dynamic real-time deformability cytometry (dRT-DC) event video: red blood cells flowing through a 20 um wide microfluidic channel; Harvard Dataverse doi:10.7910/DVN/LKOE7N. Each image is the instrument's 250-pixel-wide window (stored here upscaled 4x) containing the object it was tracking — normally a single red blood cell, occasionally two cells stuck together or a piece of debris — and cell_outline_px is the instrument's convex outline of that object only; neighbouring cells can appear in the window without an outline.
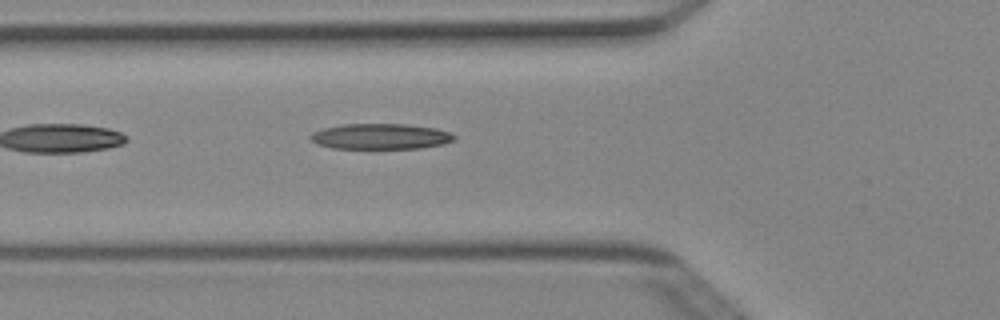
{"species": "Egyptian fruit bat (a non-hibernating species)", "species_latin": "Rousettus aegyptiacus", "temperature_condition": "cold", "stored_images_in_passage": 5, "camera_frame_rate_fps": 3000, "um_per_image_px": 0.085, "animal": {"sex": "female"}, "frame": {"image": 1, "passage_image": 5, "time_ms": 1.333, "image_size_px": [1000, 320], "cell_outline_px": [[456, 140], [444, 144], [420, 148], [332, 148], [316, 144], [308, 136], [312, 132], [324, 128], [340, 124], [404, 124], [436, 128], [452, 132], [456, 136]], "centroid_in_image_um": [32.37, 11.59], "position_along_channel_um": 93.4, "area_um2": 21.62}}